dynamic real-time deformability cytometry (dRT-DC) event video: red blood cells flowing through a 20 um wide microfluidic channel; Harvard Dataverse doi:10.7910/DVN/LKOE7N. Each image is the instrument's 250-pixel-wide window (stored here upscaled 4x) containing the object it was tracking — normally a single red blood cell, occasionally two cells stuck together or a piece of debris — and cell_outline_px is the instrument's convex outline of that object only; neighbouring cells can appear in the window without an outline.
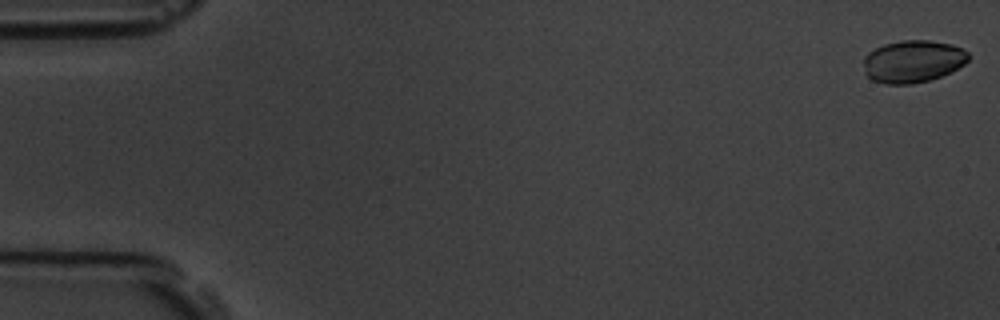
{"species": "common noctule bat (a hibernating species)", "species_latin": "Nyctalus noctula", "temperature_condition": "room temperature", "stored_images_in_passage": 5, "camera_frame_rate_fps": 3000, "um_per_image_px": 0.085, "animal": {"sex": "male", "body_mass_g": 19.5, "forearm_length_mm": 54.6}, "frame": {"image": 1, "passage_image": 1, "time_ms": 0.0, "image_size_px": [1000, 320], "cell_outline_px": [[968, 60], [964, 64], [940, 76], [928, 80], [912, 84], [884, 84], [872, 80], [864, 72], [864, 56], [868, 52], [884, 44], [904, 40], [928, 40], [952, 44], [968, 52]], "centroid_in_image_um": [77.56, 5.21], "position_along_channel_um": 7.4, "area_um2": 25.72}}
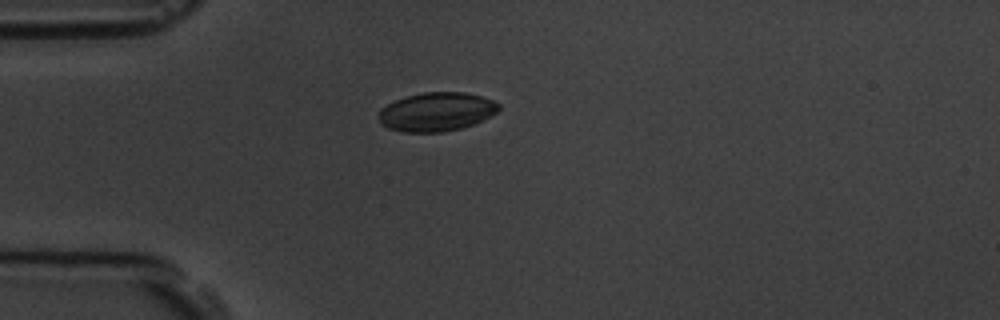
{"frame": {"image": 2, "passage_image": 5, "time_ms": 4.667, "image_size_px": [1000, 320], "cell_outline_px": [[500, 108], [496, 112], [484, 120], [460, 128], [444, 132], [404, 132], [388, 128], [380, 124], [376, 112], [380, 108], [404, 96], [424, 92], [464, 92], [480, 96], [492, 100], [500, 104]], "centroid_in_image_um": [37.06, 9.5], "position_along_channel_um": 47.9, "area_um2": 27.34}}